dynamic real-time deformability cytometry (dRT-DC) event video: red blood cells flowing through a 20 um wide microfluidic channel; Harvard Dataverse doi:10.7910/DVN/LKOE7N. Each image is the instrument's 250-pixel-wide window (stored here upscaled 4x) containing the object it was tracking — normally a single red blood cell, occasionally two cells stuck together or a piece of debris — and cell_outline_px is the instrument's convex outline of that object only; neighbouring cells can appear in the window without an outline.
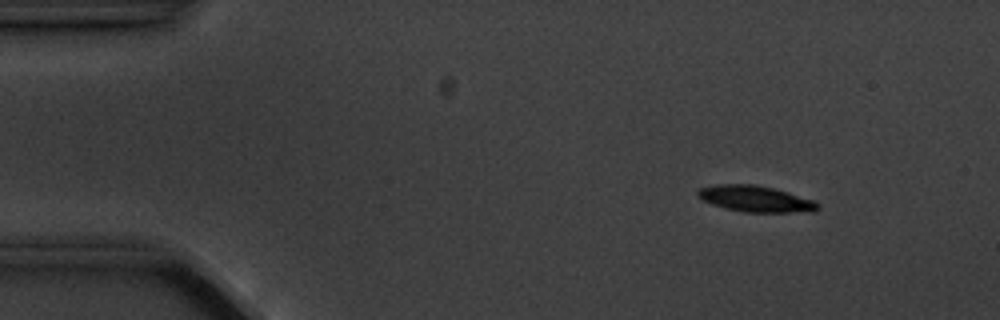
{"species": "common noctule bat (a hibernating species)", "species_latin": "Nyctalus noctula", "temperature_condition": "cold", "stored_images_in_passage": 5, "camera_frame_rate_fps": 3000, "um_per_image_px": 0.085, "animal": {"sex": "male", "body_mass_g": 20.1, "forearm_length_mm": 53.5}, "frame": {"image": 1, "passage_image": 1, "time_ms": 0.0, "image_size_px": [1000, 320], "cell_outline_px": [[820, 208], [812, 212], [744, 212], [724, 208], [712, 204], [696, 196], [696, 192], [700, 188], [716, 184], [752, 184], [772, 188], [812, 200], [820, 204]], "centroid_in_image_um": [64.19, 16.91], "position_along_channel_um": 20.8, "area_um2": 18.15}}